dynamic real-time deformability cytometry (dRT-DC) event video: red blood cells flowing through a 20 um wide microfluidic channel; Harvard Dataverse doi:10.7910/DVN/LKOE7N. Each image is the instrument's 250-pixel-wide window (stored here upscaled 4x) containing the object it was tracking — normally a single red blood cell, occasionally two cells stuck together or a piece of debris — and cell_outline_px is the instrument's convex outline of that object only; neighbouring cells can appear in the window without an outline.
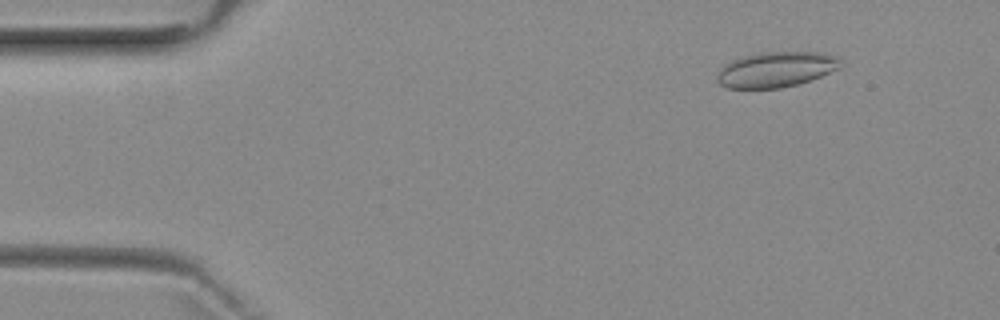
{"species": "common noctule bat (a hibernating species)", "species_latin": "Nyctalus noctula", "temperature_condition": "room temperature", "stored_images_in_passage": 6, "camera_frame_rate_fps": 3000, "um_per_image_px": 0.085, "animal": {"sex": "female", "body_mass_g": 29.2, "forearm_length_mm": 56.3}, "frame": {"image": 1, "passage_image": 2, "time_ms": 1.0, "image_size_px": [1000, 320], "cell_outline_px": [[840, 68], [820, 76], [796, 84], [780, 88], [728, 88], [720, 84], [716, 80], [716, 76], [720, 68], [724, 64], [732, 60], [756, 52], [820, 52], [840, 56]], "centroid_in_image_um": [65.94, 5.89], "position_along_channel_um": 19.1, "area_um2": 25.49}}
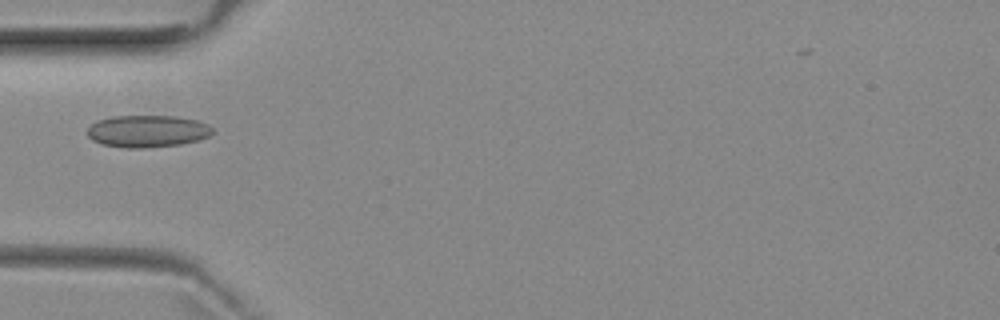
{"frame": {"image": 2, "passage_image": 5, "time_ms": 4.667, "image_size_px": [1000, 320], "cell_outline_px": [[212, 132], [208, 136], [196, 140], [180, 144], [144, 148], [124, 148], [100, 144], [92, 140], [88, 136], [88, 128], [96, 120], [112, 116], [176, 116], [196, 120], [208, 124], [212, 128]], "centroid_in_image_um": [12.48, 11.15], "position_along_channel_um": 72.5, "area_um2": 23.41}}
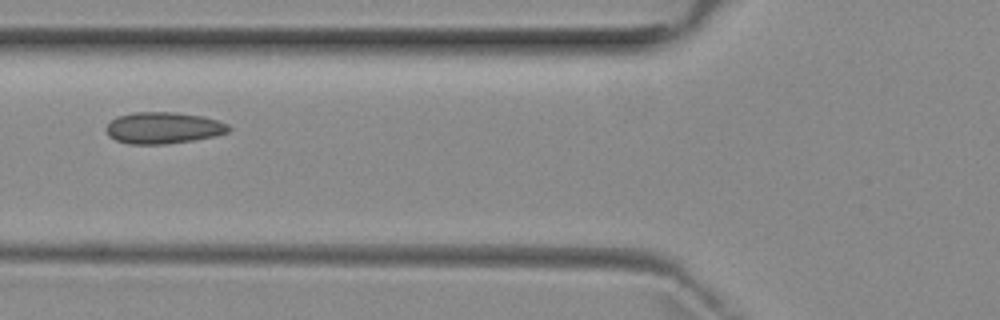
{"frame": {"image": 3, "passage_image": 6, "time_ms": 5.667, "image_size_px": [1000, 320], "cell_outline_px": [[232, 128], [228, 132], [212, 136], [192, 140], [164, 144], [128, 144], [116, 140], [108, 136], [104, 128], [116, 116], [132, 112], [172, 112], [204, 116], [228, 124]], "centroid_in_image_um": [13.84, 10.86], "position_along_channel_um": 112.0, "area_um2": 22.54}}